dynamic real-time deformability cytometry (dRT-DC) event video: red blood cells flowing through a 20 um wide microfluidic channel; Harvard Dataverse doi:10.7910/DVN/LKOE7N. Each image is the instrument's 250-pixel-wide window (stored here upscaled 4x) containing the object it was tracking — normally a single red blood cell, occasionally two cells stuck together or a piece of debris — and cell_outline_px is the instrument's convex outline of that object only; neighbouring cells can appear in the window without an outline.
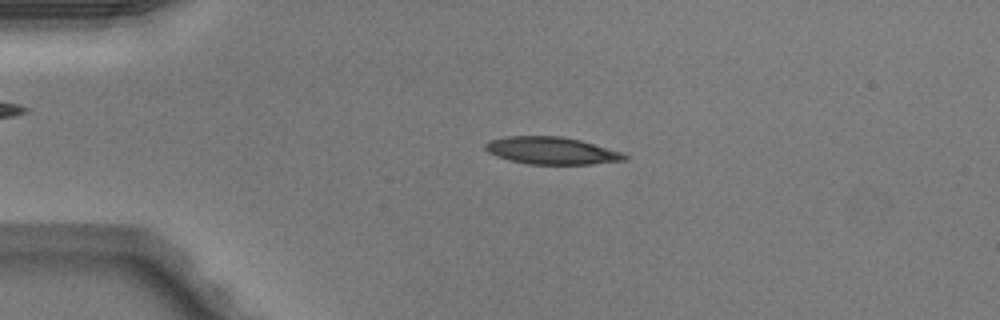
{"species": "Egyptian fruit bat (a non-hibernating species)", "species_latin": "Rousettus aegyptiacus", "temperature_condition": "warm", "stored_images_in_passage": 49, "camera_frame_rate_fps": 3000, "um_per_image_px": 0.085, "animal": {"sex": "male"}, "frame": {"image": 1, "passage_image": 11, "time_ms": 3.333, "image_size_px": [1000, 320], "cell_outline_px": [[628, 160], [592, 164], [528, 164], [496, 156], [488, 152], [484, 148], [484, 144], [488, 140], [508, 136], [560, 136], [580, 140], [624, 152], [628, 156]], "centroid_in_image_um": [46.91, 12.8], "position_along_channel_um": 38.1, "area_um2": 22.25}}
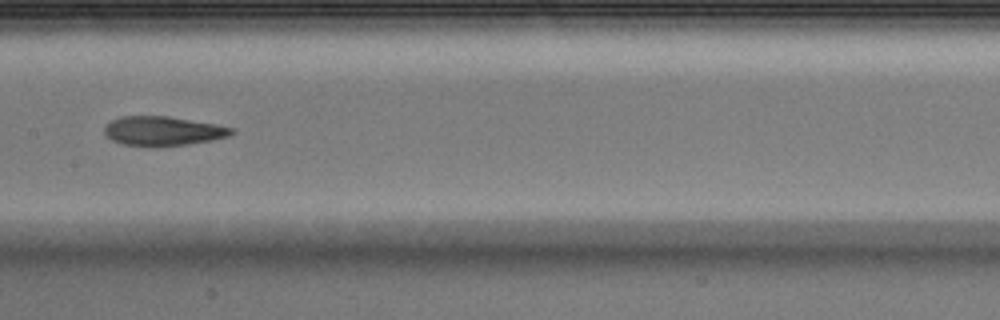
{"frame": {"image": 2, "passage_image": 25, "time_ms": 8.0, "image_size_px": [1000, 320], "cell_outline_px": [[236, 132], [228, 136], [212, 140], [188, 144], [160, 148], [148, 148], [124, 144], [112, 140], [104, 132], [104, 124], [120, 116], [168, 116], [216, 124], [236, 128]], "centroid_in_image_um": [13.85, 11.15], "position_along_channel_um": 193.5, "area_um2": 22.25}}
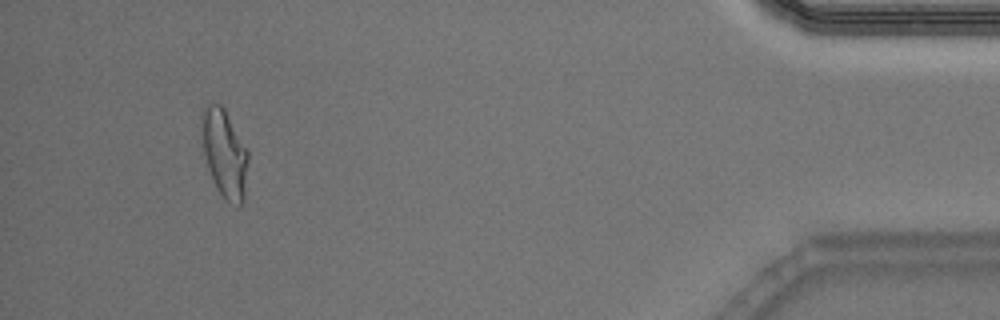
{"frame": {"image": 3, "passage_image": 46, "time_ms": 15.0, "image_size_px": [1000, 320], "cell_outline_px": [[248, 164], [244, 200], [240, 204], [224, 200], [208, 168], [204, 152], [200, 128], [200, 112], [204, 104], [220, 104], [224, 108], [248, 152]], "centroid_in_image_um": [19.05, 12.98], "position_along_channel_um": 416.1, "area_um2": 23.64}, "authors_computed_cell_mechanics": {"area_um2": 22.3108, "velocity_mm_per_s": 4.0843, "shape_relaxation_time_tau1_ms": null, "shape_relaxation_time_tau2_ms": 2.5028, "deformation_change_tau1": null, "deformation_change_tau2": 0.1108}}